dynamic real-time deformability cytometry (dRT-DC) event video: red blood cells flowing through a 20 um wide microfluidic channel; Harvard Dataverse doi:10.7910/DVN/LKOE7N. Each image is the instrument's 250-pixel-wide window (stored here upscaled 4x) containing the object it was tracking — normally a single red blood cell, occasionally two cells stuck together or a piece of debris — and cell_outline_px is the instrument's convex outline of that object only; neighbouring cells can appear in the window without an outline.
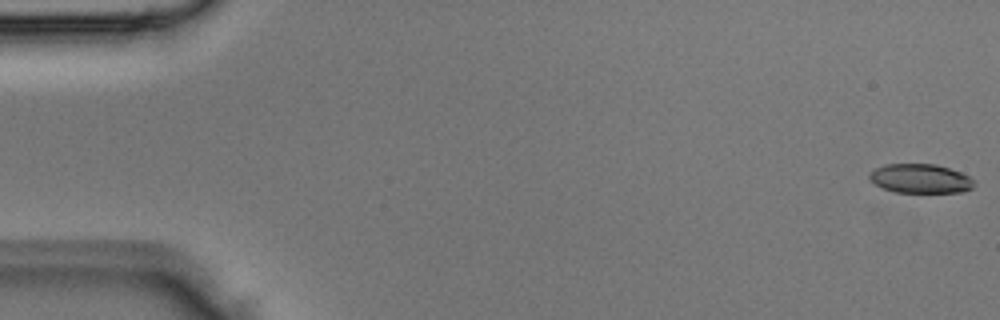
{"species": "Egyptian fruit bat (a non-hibernating species)", "species_latin": "Rousettus aegyptiacus", "temperature_condition": "room temperature", "stored_images_in_passage": 3, "camera_frame_rate_fps": 3000, "um_per_image_px": 0.085, "animal": {"sex": "male"}, "frame": {"image": 1, "passage_image": 1, "time_ms": 0.0, "image_size_px": [1000, 320], "cell_outline_px": [[976, 184], [972, 188], [960, 192], [896, 192], [884, 188], [876, 184], [868, 176], [876, 168], [884, 164], [936, 164], [960, 172], [968, 176]], "centroid_in_image_um": [78.25, 15.17], "position_along_channel_um": 6.8, "area_um2": 17.51}}
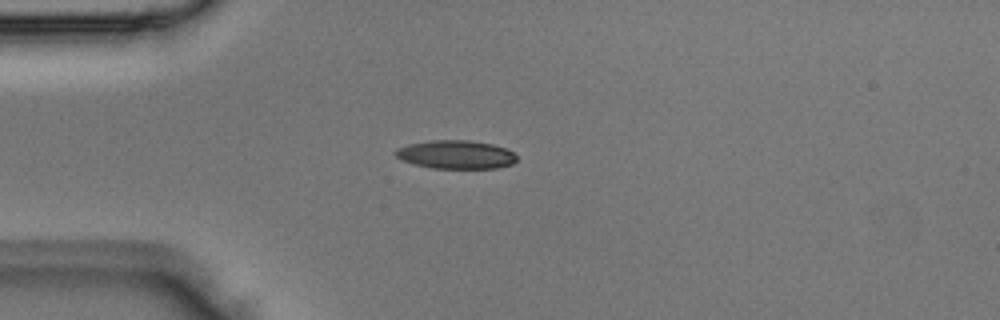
{"frame": {"image": 2, "passage_image": 3, "time_ms": 0.667, "image_size_px": [1000, 320], "cell_outline_px": [[516, 160], [512, 164], [496, 168], [432, 168], [412, 164], [396, 156], [392, 152], [396, 148], [408, 144], [432, 140], [468, 140], [492, 144], [508, 148], [516, 156]], "centroid_in_image_um": [38.73, 13.13], "position_along_channel_um": 46.3, "area_um2": 20.17}}